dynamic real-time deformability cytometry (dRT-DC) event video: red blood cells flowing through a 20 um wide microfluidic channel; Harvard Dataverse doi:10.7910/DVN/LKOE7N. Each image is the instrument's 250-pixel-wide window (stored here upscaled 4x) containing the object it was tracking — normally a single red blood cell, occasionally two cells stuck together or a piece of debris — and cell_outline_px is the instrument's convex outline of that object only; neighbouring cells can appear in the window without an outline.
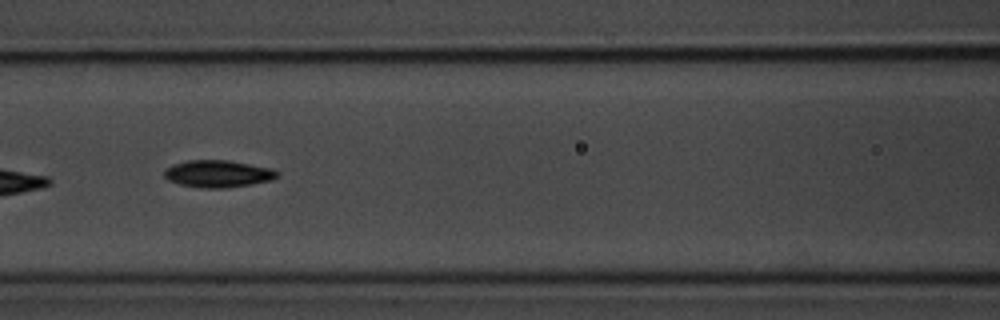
{"species": "common noctule bat (a hibernating species)", "species_latin": "Nyctalus noctula", "temperature_condition": "room temperature", "stored_images_in_passage": 10, "camera_frame_rate_fps": 3000, "um_per_image_px": 0.085, "animal": {"sex": "male", "body_mass_g": 20.1, "forearm_length_mm": 53.5}, "frame": {"image": 1, "passage_image": 6, "time_ms": 6.667, "image_size_px": [1000, 320], "cell_outline_px": [[280, 176], [272, 180], [252, 184], [224, 188], [200, 188], [180, 184], [168, 180], [164, 176], [164, 168], [172, 164], [188, 160], [228, 160], [272, 168], [280, 172]], "centroid_in_image_um": [18.54, 14.76], "position_along_channel_um": 148.1, "area_um2": 18.09}}
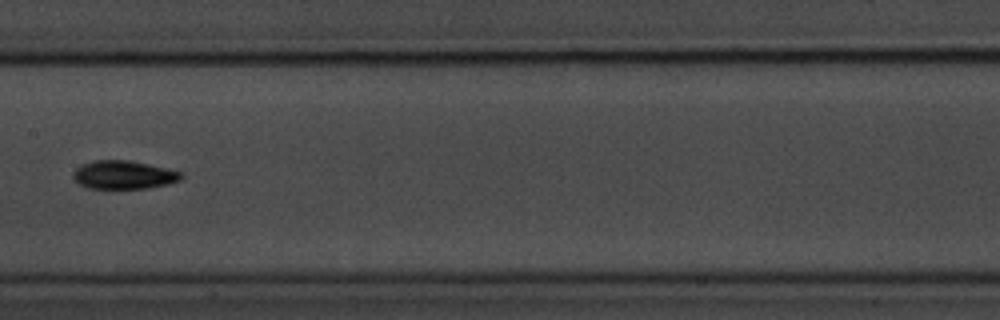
{"frame": {"image": 2, "passage_image": 7, "time_ms": 8.0, "image_size_px": [1000, 320], "cell_outline_px": [[184, 176], [180, 180], [168, 184], [148, 188], [88, 188], [80, 184], [72, 176], [72, 172], [76, 168], [92, 160], [128, 160], [164, 168], [180, 172]], "centroid_in_image_um": [10.49, 14.86], "position_along_channel_um": 196.9, "area_um2": 17.63}}